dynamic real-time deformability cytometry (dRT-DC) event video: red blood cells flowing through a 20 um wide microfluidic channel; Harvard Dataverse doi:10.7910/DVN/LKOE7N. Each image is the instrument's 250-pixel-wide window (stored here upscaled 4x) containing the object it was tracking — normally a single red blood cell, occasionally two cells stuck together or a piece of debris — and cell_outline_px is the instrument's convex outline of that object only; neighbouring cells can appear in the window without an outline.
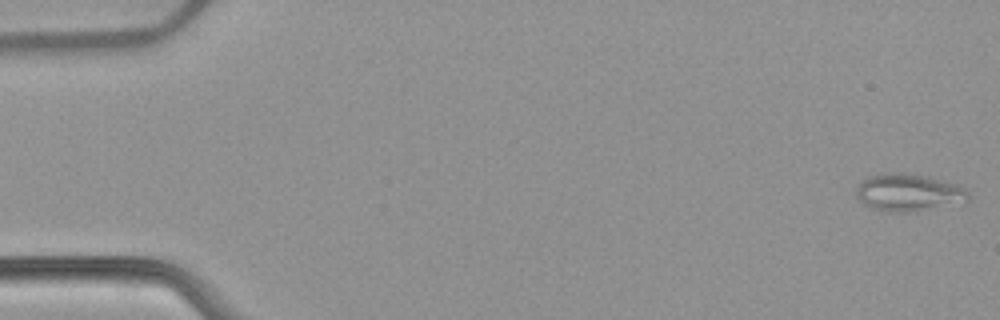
{"species": "common noctule bat (a hibernating species)", "species_latin": "Nyctalus noctula", "temperature_condition": "warm", "stored_images_in_passage": 53, "camera_frame_rate_fps": 3000, "um_per_image_px": 0.085, "animal": {"sex": "female", "body_mass_g": 22.7, "forearm_length_mm": 54.2}, "frame": {"image": 1, "passage_image": 1, "time_ms": 0.0, "image_size_px": [1000, 320], "cell_outline_px": [[968, 200], [916, 212], [888, 212], [868, 208], [856, 196], [856, 188], [868, 176], [880, 172], [904, 172], [928, 176], [956, 184], [964, 188], [968, 192]], "centroid_in_image_um": [77.16, 16.35], "position_along_channel_um": 7.8, "area_um2": 24.62}}
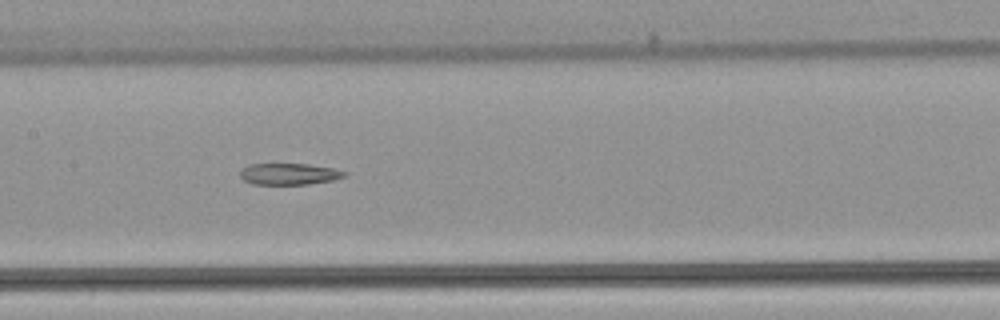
{"frame": {"image": 2, "passage_image": 26, "time_ms": 8.333, "image_size_px": [1000, 320], "cell_outline_px": [[348, 176], [332, 180], [308, 184], [252, 184], [244, 180], [240, 176], [240, 168], [248, 164], [308, 164], [332, 168], [348, 172]], "centroid_in_image_um": [24.57, 14.78], "position_along_channel_um": 182.8, "area_um2": 13.12}}
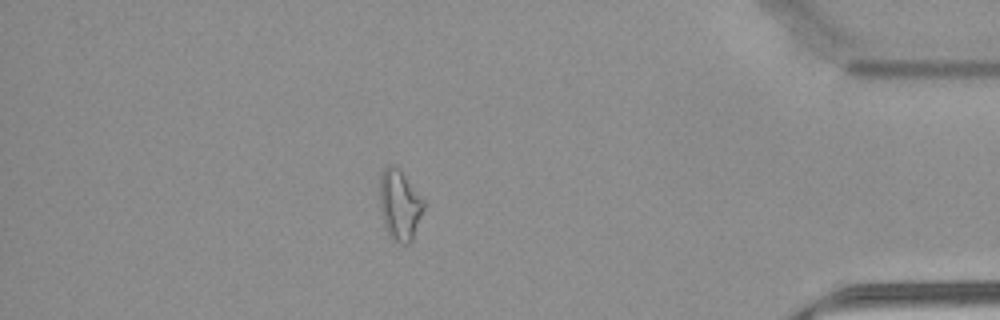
{"frame": {"image": 3, "passage_image": 46, "time_ms": 15.0, "image_size_px": [1000, 320], "cell_outline_px": [[424, 208], [412, 240], [408, 244], [400, 244], [392, 240], [388, 236], [384, 224], [380, 208], [380, 172], [388, 164], [396, 164], [400, 168], [424, 200]], "centroid_in_image_um": [33.96, 17.4], "position_along_channel_um": 401.2, "area_um2": 18.38}, "authors_computed_cell_mechanics": {"area_um2": 17.8602, "velocity_mm_per_s": 3.8711, "shape_relaxation_time_tau1_ms": null, "shape_relaxation_time_tau2_ms": 4.3939, "deformation_change_tau1": null, "deformation_change_tau2": 0.1434}}